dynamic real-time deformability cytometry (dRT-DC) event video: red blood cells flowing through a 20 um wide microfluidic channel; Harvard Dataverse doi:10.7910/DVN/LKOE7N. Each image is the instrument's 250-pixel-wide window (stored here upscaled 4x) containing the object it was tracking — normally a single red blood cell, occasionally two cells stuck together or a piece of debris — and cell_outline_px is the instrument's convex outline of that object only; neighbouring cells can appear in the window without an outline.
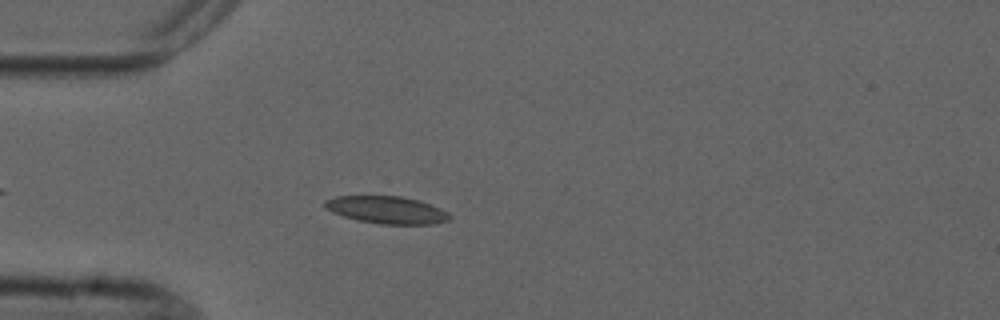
{"species": "common noctule bat (a hibernating species)", "species_latin": "Nyctalus noctula", "temperature_condition": "cold", "stored_images_in_passage": 4, "camera_frame_rate_fps": 3000, "um_per_image_px": 0.085, "animal": {"sex": "male", "forearm_length_mm": 52.5}, "frame": {"image": 1, "passage_image": 4, "time_ms": 3.667, "image_size_px": [1000, 320], "cell_outline_px": [[452, 216], [448, 220], [436, 224], [380, 224], [356, 220], [332, 212], [324, 208], [324, 200], [336, 196], [400, 196], [416, 200], [440, 208], [448, 212]], "centroid_in_image_um": [32.85, 17.85], "position_along_channel_um": 52.2, "area_um2": 19.88}}